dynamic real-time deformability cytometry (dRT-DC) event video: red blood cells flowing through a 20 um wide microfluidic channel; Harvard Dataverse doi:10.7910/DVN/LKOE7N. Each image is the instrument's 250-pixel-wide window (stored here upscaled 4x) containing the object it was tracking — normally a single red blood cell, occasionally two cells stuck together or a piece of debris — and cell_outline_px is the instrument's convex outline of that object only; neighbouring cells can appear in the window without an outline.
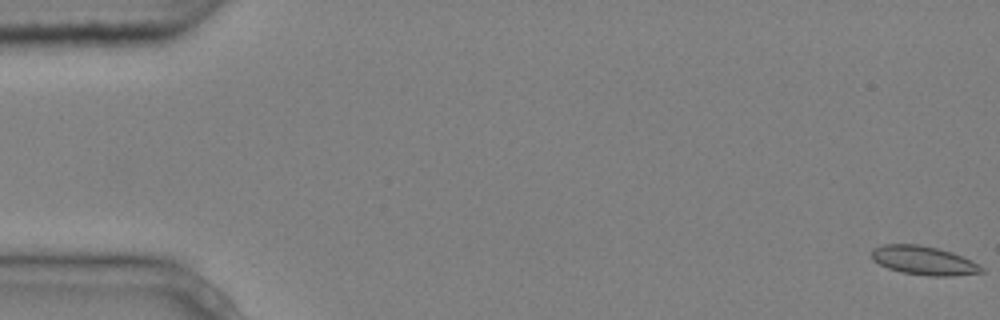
{"species": "common noctule bat (a hibernating species)", "species_latin": "Nyctalus noctula", "temperature_condition": "cold", "stored_images_in_passage": 6, "camera_frame_rate_fps": 3000, "um_per_image_px": 0.085, "animal": {"sex": "male", "body_mass_g": 20.4}, "frame": {"image": 1, "passage_image": 1, "time_ms": 0.0, "image_size_px": [1000, 320], "cell_outline_px": [[984, 272], [952, 276], [928, 276], [900, 272], [888, 268], [872, 260], [872, 248], [884, 244], [920, 244], [952, 252], [972, 260], [984, 268]], "centroid_in_image_um": [78.52, 22.14], "position_along_channel_um": 6.5, "area_um2": 18.55}}
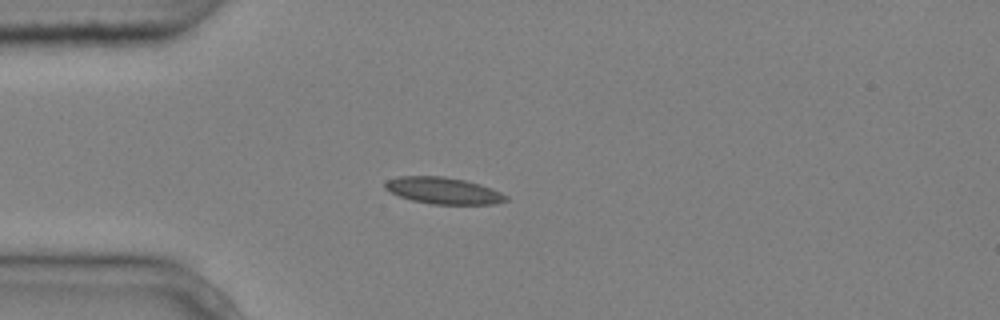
{"frame": {"image": 2, "passage_image": 4, "time_ms": 1.0, "image_size_px": [1000, 320], "cell_outline_px": [[508, 200], [496, 204], [432, 204], [412, 200], [400, 196], [384, 188], [384, 184], [388, 180], [400, 176], [444, 176], [464, 180], [480, 184], [492, 188], [508, 196]], "centroid_in_image_um": [37.71, 16.2], "position_along_channel_um": 47.3, "area_um2": 18.67}}
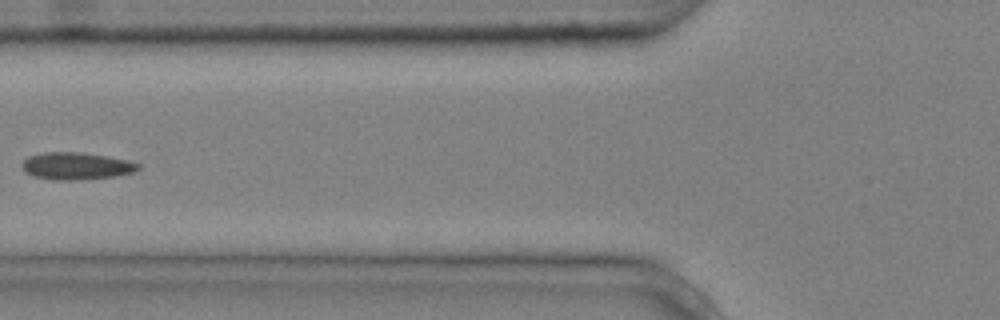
{"frame": {"image": 3, "passage_image": 6, "time_ms": 1.667, "image_size_px": [1000, 320], "cell_outline_px": [[140, 168], [136, 172], [116, 176], [72, 180], [56, 180], [32, 176], [24, 172], [24, 160], [28, 156], [44, 152], [80, 152], [108, 156], [128, 160], [140, 164]], "centroid_in_image_um": [6.52, 14.1], "position_along_channel_um": 119.3, "area_um2": 18.44}}